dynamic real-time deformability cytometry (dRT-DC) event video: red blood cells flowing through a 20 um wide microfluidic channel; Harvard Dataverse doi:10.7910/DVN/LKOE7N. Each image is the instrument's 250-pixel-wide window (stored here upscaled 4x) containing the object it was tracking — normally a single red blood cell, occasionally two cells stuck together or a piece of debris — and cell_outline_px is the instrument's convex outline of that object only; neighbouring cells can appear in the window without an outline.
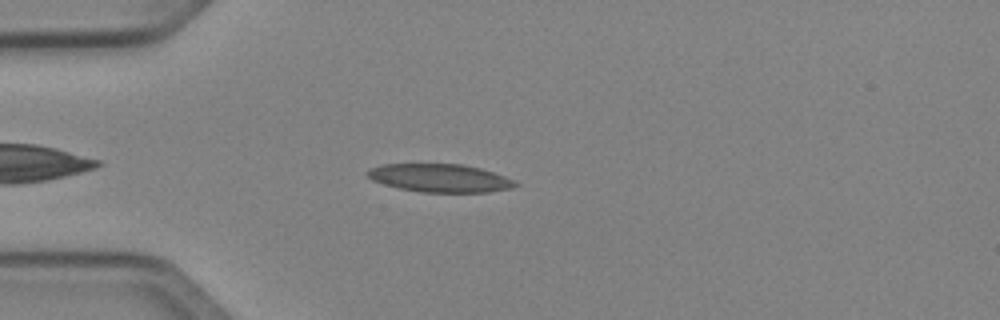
{"species": "Egyptian fruit bat (a non-hibernating species)", "species_latin": "Rousettus aegyptiacus", "temperature_condition": "cold", "stored_images_in_passage": 35, "camera_frame_rate_fps": 3000, "um_per_image_px": 0.085, "animal": {"sex": "female"}, "frame": {"image": 1, "passage_image": 5, "time_ms": 1.333, "image_size_px": [1000, 320], "cell_outline_px": [[520, 184], [512, 188], [488, 192], [420, 192], [400, 188], [384, 184], [372, 180], [364, 172], [368, 168], [384, 164], [464, 164], [480, 168], [504, 176]], "centroid_in_image_um": [37.36, 15.13], "position_along_channel_um": 47.6, "area_um2": 24.22}}
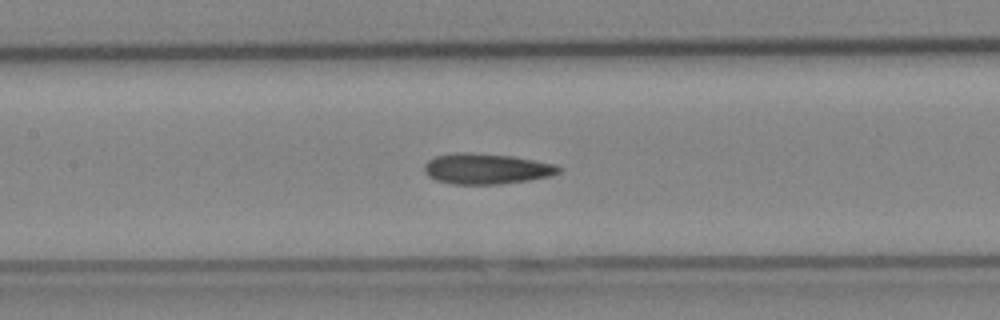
{"frame": {"image": 2, "passage_image": 15, "time_ms": 4.667, "image_size_px": [1000, 320], "cell_outline_px": [[564, 168], [560, 172], [552, 176], [528, 180], [500, 184], [452, 184], [436, 180], [428, 176], [424, 172], [424, 164], [428, 160], [436, 156], [460, 152], [472, 152], [512, 156], [536, 160], [556, 164]], "centroid_in_image_um": [41.37, 14.34], "position_along_channel_um": 166.0, "area_um2": 24.22}}
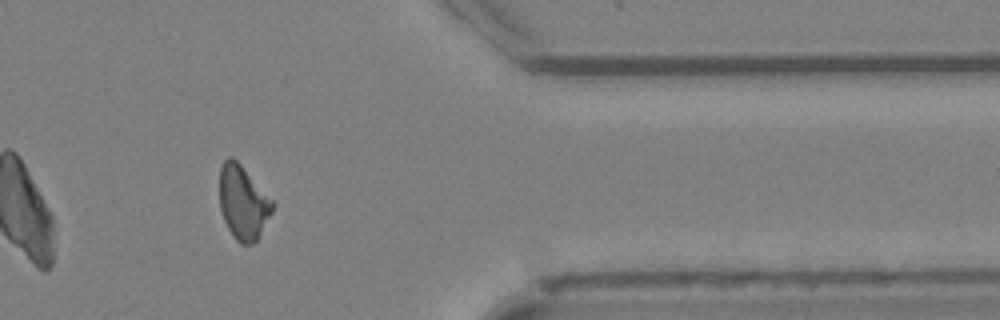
{"frame": {"image": 3, "passage_image": 33, "time_ms": 10.667, "image_size_px": [1000, 320], "cell_outline_px": [[272, 212], [256, 240], [252, 244], [240, 244], [232, 236], [224, 220], [220, 208], [220, 168], [224, 160], [228, 156], [232, 156], [240, 164], [272, 200]], "centroid_in_image_um": [20.63, 17.21], "position_along_channel_um": 390.8, "area_um2": 22.37}, "authors_computed_cell_mechanics": {"area_um2": 23.3512, "velocity_mm_per_s": 4.0655, "shape_relaxation_time_tau1_ms": null, "shape_relaxation_time_tau2_ms": 4.6868, "deformation_change_tau1": null, "deformation_change_tau2": 0.1445}}